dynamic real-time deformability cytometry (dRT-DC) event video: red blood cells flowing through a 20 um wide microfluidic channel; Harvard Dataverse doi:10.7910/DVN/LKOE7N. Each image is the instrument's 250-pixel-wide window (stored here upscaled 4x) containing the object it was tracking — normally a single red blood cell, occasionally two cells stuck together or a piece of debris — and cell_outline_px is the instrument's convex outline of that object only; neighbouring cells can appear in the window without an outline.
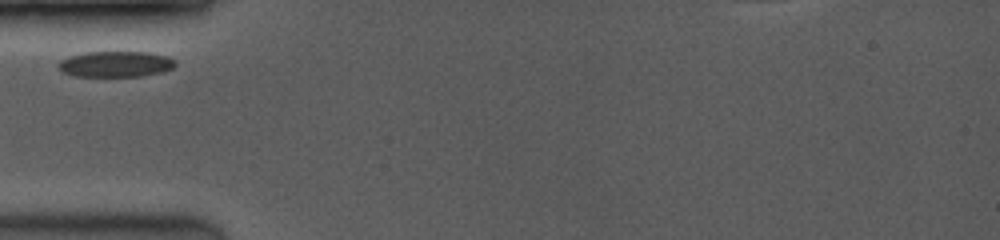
{"species": "common noctule bat (a hibernating species)", "species_latin": "Nyctalus noctula", "temperature_condition": "room temperature", "stored_images_in_passage": 7, "camera_frame_rate_fps": 3500, "um_per_image_px": 0.085, "animal": {"sex": "female", "body_mass_g": 19.0, "forearm_length_mm": 53.3}, "frame": {"image": 1, "passage_image": 1, "time_ms": 0.0, "image_size_px": [1000, 240], "cell_outline_px": [[176, 64], [172, 68], [164, 72], [140, 76], [72, 76], [60, 72], [56, 64], [60, 60], [68, 56], [84, 52], [148, 52], [164, 56], [172, 60]], "centroid_in_image_um": [9.73, 5.45], "position_along_channel_um": 75.3, "area_um2": 17.69}}
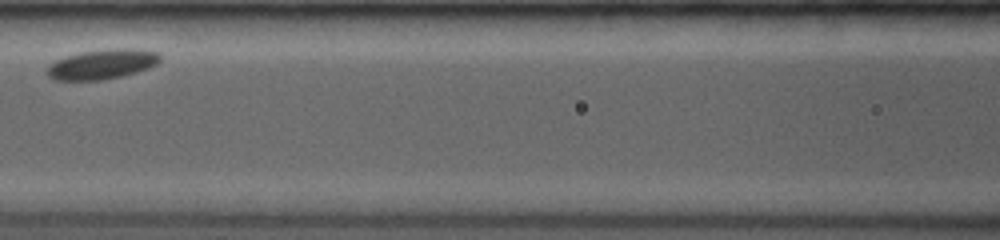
{"frame": {"image": 2, "passage_image": 3, "time_ms": 2.286, "image_size_px": [1000, 240], "cell_outline_px": [[160, 60], [156, 64], [148, 68], [124, 76], [100, 80], [56, 80], [48, 76], [48, 64], [64, 56], [80, 52], [112, 48], [132, 48], [156, 52], [160, 56]], "centroid_in_image_um": [8.67, 5.45], "position_along_channel_um": 157.9, "area_um2": 19.65}}
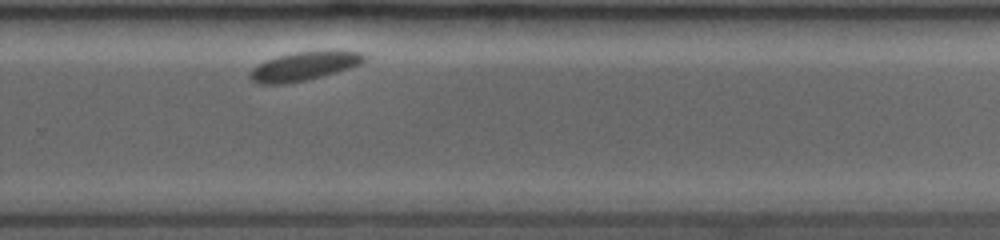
{"frame": {"image": 3, "passage_image": 7, "time_ms": 6.286, "image_size_px": [1000, 240], "cell_outline_px": [[368, 56], [360, 64], [348, 68], [308, 80], [284, 84], [260, 84], [252, 80], [248, 76], [248, 72], [252, 68], [276, 56], [296, 52], [364, 52]], "centroid_in_image_um": [25.79, 5.65], "position_along_channel_um": 304.0, "area_um2": 18.67}}